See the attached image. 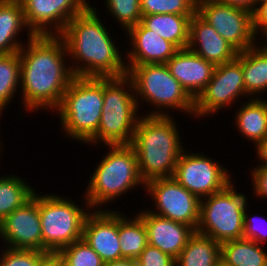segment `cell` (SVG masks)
<instances>
[{
    "instance_id": "1",
    "label": "cell",
    "mask_w": 267,
    "mask_h": 266,
    "mask_svg": "<svg viewBox=\"0 0 267 266\" xmlns=\"http://www.w3.org/2000/svg\"><path fill=\"white\" fill-rule=\"evenodd\" d=\"M19 55L20 110L54 112L75 77L63 39L59 35H34Z\"/></svg>"
},
{
    "instance_id": "2",
    "label": "cell",
    "mask_w": 267,
    "mask_h": 266,
    "mask_svg": "<svg viewBox=\"0 0 267 266\" xmlns=\"http://www.w3.org/2000/svg\"><path fill=\"white\" fill-rule=\"evenodd\" d=\"M98 11L90 4L59 34L72 62V72L75 76L96 78L126 75L125 50H120L119 41L112 38L115 34L111 36L112 28L104 25L106 21Z\"/></svg>"
},
{
    "instance_id": "3",
    "label": "cell",
    "mask_w": 267,
    "mask_h": 266,
    "mask_svg": "<svg viewBox=\"0 0 267 266\" xmlns=\"http://www.w3.org/2000/svg\"><path fill=\"white\" fill-rule=\"evenodd\" d=\"M173 115H141L135 128V148L141 178L145 183L174 176L179 156L185 149Z\"/></svg>"
},
{
    "instance_id": "4",
    "label": "cell",
    "mask_w": 267,
    "mask_h": 266,
    "mask_svg": "<svg viewBox=\"0 0 267 266\" xmlns=\"http://www.w3.org/2000/svg\"><path fill=\"white\" fill-rule=\"evenodd\" d=\"M104 147L107 154L104 152L97 167L95 166V171L90 175L89 182L87 181L86 191L83 192L92 210H112L106 208L109 203L122 199L133 189H136L135 192L139 187L141 190L145 189L135 148L131 144Z\"/></svg>"
},
{
    "instance_id": "5",
    "label": "cell",
    "mask_w": 267,
    "mask_h": 266,
    "mask_svg": "<svg viewBox=\"0 0 267 266\" xmlns=\"http://www.w3.org/2000/svg\"><path fill=\"white\" fill-rule=\"evenodd\" d=\"M103 100L99 128L88 146L132 144L137 122L144 112L138 108L131 78L127 74L104 78Z\"/></svg>"
},
{
    "instance_id": "6",
    "label": "cell",
    "mask_w": 267,
    "mask_h": 266,
    "mask_svg": "<svg viewBox=\"0 0 267 266\" xmlns=\"http://www.w3.org/2000/svg\"><path fill=\"white\" fill-rule=\"evenodd\" d=\"M103 95L104 78H73L55 110L56 115H59L60 130L64 132V137L87 145L99 128Z\"/></svg>"
},
{
    "instance_id": "7",
    "label": "cell",
    "mask_w": 267,
    "mask_h": 266,
    "mask_svg": "<svg viewBox=\"0 0 267 266\" xmlns=\"http://www.w3.org/2000/svg\"><path fill=\"white\" fill-rule=\"evenodd\" d=\"M126 68L134 86L138 108L148 106L150 109L143 115L169 116L177 111L179 115L188 114L194 120V100L172 76L166 64H143Z\"/></svg>"
},
{
    "instance_id": "8",
    "label": "cell",
    "mask_w": 267,
    "mask_h": 266,
    "mask_svg": "<svg viewBox=\"0 0 267 266\" xmlns=\"http://www.w3.org/2000/svg\"><path fill=\"white\" fill-rule=\"evenodd\" d=\"M72 200L51 192L39 193L43 252L57 253L82 238L84 223L92 208L85 197L80 201L84 202L82 206Z\"/></svg>"
},
{
    "instance_id": "9",
    "label": "cell",
    "mask_w": 267,
    "mask_h": 266,
    "mask_svg": "<svg viewBox=\"0 0 267 266\" xmlns=\"http://www.w3.org/2000/svg\"><path fill=\"white\" fill-rule=\"evenodd\" d=\"M234 180L221 191L200 200L196 231L220 244L243 238L244 211L250 206L248 196L238 192Z\"/></svg>"
},
{
    "instance_id": "10",
    "label": "cell",
    "mask_w": 267,
    "mask_h": 266,
    "mask_svg": "<svg viewBox=\"0 0 267 266\" xmlns=\"http://www.w3.org/2000/svg\"><path fill=\"white\" fill-rule=\"evenodd\" d=\"M241 97L249 99L243 80L242 52H238L234 60L215 66L210 82L194 100V119L203 121L221 110L228 111L233 104L242 102Z\"/></svg>"
},
{
    "instance_id": "11",
    "label": "cell",
    "mask_w": 267,
    "mask_h": 266,
    "mask_svg": "<svg viewBox=\"0 0 267 266\" xmlns=\"http://www.w3.org/2000/svg\"><path fill=\"white\" fill-rule=\"evenodd\" d=\"M183 150L177 161L174 178L200 200L224 189L231 183V170L200 151Z\"/></svg>"
},
{
    "instance_id": "12",
    "label": "cell",
    "mask_w": 267,
    "mask_h": 266,
    "mask_svg": "<svg viewBox=\"0 0 267 266\" xmlns=\"http://www.w3.org/2000/svg\"><path fill=\"white\" fill-rule=\"evenodd\" d=\"M144 192L154 203L153 209L149 207L147 211L191 226L196 231L200 199L180 185L174 177L148 181Z\"/></svg>"
},
{
    "instance_id": "13",
    "label": "cell",
    "mask_w": 267,
    "mask_h": 266,
    "mask_svg": "<svg viewBox=\"0 0 267 266\" xmlns=\"http://www.w3.org/2000/svg\"><path fill=\"white\" fill-rule=\"evenodd\" d=\"M196 12L238 52L256 45L252 12L223 4L219 0L199 3Z\"/></svg>"
},
{
    "instance_id": "14",
    "label": "cell",
    "mask_w": 267,
    "mask_h": 266,
    "mask_svg": "<svg viewBox=\"0 0 267 266\" xmlns=\"http://www.w3.org/2000/svg\"><path fill=\"white\" fill-rule=\"evenodd\" d=\"M34 35H59L68 22L91 3L87 0H19Z\"/></svg>"
},
{
    "instance_id": "15",
    "label": "cell",
    "mask_w": 267,
    "mask_h": 266,
    "mask_svg": "<svg viewBox=\"0 0 267 266\" xmlns=\"http://www.w3.org/2000/svg\"><path fill=\"white\" fill-rule=\"evenodd\" d=\"M37 191L28 202L0 222V240L4 247L43 251Z\"/></svg>"
},
{
    "instance_id": "16",
    "label": "cell",
    "mask_w": 267,
    "mask_h": 266,
    "mask_svg": "<svg viewBox=\"0 0 267 266\" xmlns=\"http://www.w3.org/2000/svg\"><path fill=\"white\" fill-rule=\"evenodd\" d=\"M117 210H92L84 223L82 239L105 263L122 259Z\"/></svg>"
},
{
    "instance_id": "17",
    "label": "cell",
    "mask_w": 267,
    "mask_h": 266,
    "mask_svg": "<svg viewBox=\"0 0 267 266\" xmlns=\"http://www.w3.org/2000/svg\"><path fill=\"white\" fill-rule=\"evenodd\" d=\"M124 34L130 41L127 43L130 49H125L126 66L165 64L179 50L173 43L145 28L140 22Z\"/></svg>"
},
{
    "instance_id": "18",
    "label": "cell",
    "mask_w": 267,
    "mask_h": 266,
    "mask_svg": "<svg viewBox=\"0 0 267 266\" xmlns=\"http://www.w3.org/2000/svg\"><path fill=\"white\" fill-rule=\"evenodd\" d=\"M137 214L144 222L148 244L160 249L175 260L195 232L191 226L159 216L144 210V208Z\"/></svg>"
},
{
    "instance_id": "19",
    "label": "cell",
    "mask_w": 267,
    "mask_h": 266,
    "mask_svg": "<svg viewBox=\"0 0 267 266\" xmlns=\"http://www.w3.org/2000/svg\"><path fill=\"white\" fill-rule=\"evenodd\" d=\"M187 48L215 66L234 60L238 54V51L197 12L189 22Z\"/></svg>"
},
{
    "instance_id": "20",
    "label": "cell",
    "mask_w": 267,
    "mask_h": 266,
    "mask_svg": "<svg viewBox=\"0 0 267 266\" xmlns=\"http://www.w3.org/2000/svg\"><path fill=\"white\" fill-rule=\"evenodd\" d=\"M165 64L193 100L210 82L215 69L213 63L188 48L179 49Z\"/></svg>"
},
{
    "instance_id": "21",
    "label": "cell",
    "mask_w": 267,
    "mask_h": 266,
    "mask_svg": "<svg viewBox=\"0 0 267 266\" xmlns=\"http://www.w3.org/2000/svg\"><path fill=\"white\" fill-rule=\"evenodd\" d=\"M23 31L27 34V38L20 41ZM33 36L34 34L25 22L21 2L19 0H0V54L19 52L24 43Z\"/></svg>"
},
{
    "instance_id": "22",
    "label": "cell",
    "mask_w": 267,
    "mask_h": 266,
    "mask_svg": "<svg viewBox=\"0 0 267 266\" xmlns=\"http://www.w3.org/2000/svg\"><path fill=\"white\" fill-rule=\"evenodd\" d=\"M243 101L234 113V126L242 139L256 146L267 138V99L250 98Z\"/></svg>"
},
{
    "instance_id": "23",
    "label": "cell",
    "mask_w": 267,
    "mask_h": 266,
    "mask_svg": "<svg viewBox=\"0 0 267 266\" xmlns=\"http://www.w3.org/2000/svg\"><path fill=\"white\" fill-rule=\"evenodd\" d=\"M242 73L249 99L266 98L263 96L267 92V50L256 44L242 51Z\"/></svg>"
},
{
    "instance_id": "24",
    "label": "cell",
    "mask_w": 267,
    "mask_h": 266,
    "mask_svg": "<svg viewBox=\"0 0 267 266\" xmlns=\"http://www.w3.org/2000/svg\"><path fill=\"white\" fill-rule=\"evenodd\" d=\"M193 15L152 14L141 17L140 23L154 31L178 49L187 48L189 43V22Z\"/></svg>"
},
{
    "instance_id": "25",
    "label": "cell",
    "mask_w": 267,
    "mask_h": 266,
    "mask_svg": "<svg viewBox=\"0 0 267 266\" xmlns=\"http://www.w3.org/2000/svg\"><path fill=\"white\" fill-rule=\"evenodd\" d=\"M221 259V244L195 231L175 260V266H217Z\"/></svg>"
},
{
    "instance_id": "26",
    "label": "cell",
    "mask_w": 267,
    "mask_h": 266,
    "mask_svg": "<svg viewBox=\"0 0 267 266\" xmlns=\"http://www.w3.org/2000/svg\"><path fill=\"white\" fill-rule=\"evenodd\" d=\"M134 214L128 218L126 212L124 214L118 211V236L122 258L137 259L148 244L144 222L138 214Z\"/></svg>"
},
{
    "instance_id": "27",
    "label": "cell",
    "mask_w": 267,
    "mask_h": 266,
    "mask_svg": "<svg viewBox=\"0 0 267 266\" xmlns=\"http://www.w3.org/2000/svg\"><path fill=\"white\" fill-rule=\"evenodd\" d=\"M266 249L249 239L230 240L221 244V259L232 266H267Z\"/></svg>"
},
{
    "instance_id": "28",
    "label": "cell",
    "mask_w": 267,
    "mask_h": 266,
    "mask_svg": "<svg viewBox=\"0 0 267 266\" xmlns=\"http://www.w3.org/2000/svg\"><path fill=\"white\" fill-rule=\"evenodd\" d=\"M25 180L17 174L0 177V222L28 202L36 192Z\"/></svg>"
},
{
    "instance_id": "29",
    "label": "cell",
    "mask_w": 267,
    "mask_h": 266,
    "mask_svg": "<svg viewBox=\"0 0 267 266\" xmlns=\"http://www.w3.org/2000/svg\"><path fill=\"white\" fill-rule=\"evenodd\" d=\"M21 59L19 52L0 54V112L7 111L20 92ZM17 95V96H15ZM7 107V108H6Z\"/></svg>"
},
{
    "instance_id": "30",
    "label": "cell",
    "mask_w": 267,
    "mask_h": 266,
    "mask_svg": "<svg viewBox=\"0 0 267 266\" xmlns=\"http://www.w3.org/2000/svg\"><path fill=\"white\" fill-rule=\"evenodd\" d=\"M62 266H105L103 259L82 238L56 253Z\"/></svg>"
},
{
    "instance_id": "31",
    "label": "cell",
    "mask_w": 267,
    "mask_h": 266,
    "mask_svg": "<svg viewBox=\"0 0 267 266\" xmlns=\"http://www.w3.org/2000/svg\"><path fill=\"white\" fill-rule=\"evenodd\" d=\"M103 5L125 33L141 21L140 0H105Z\"/></svg>"
},
{
    "instance_id": "32",
    "label": "cell",
    "mask_w": 267,
    "mask_h": 266,
    "mask_svg": "<svg viewBox=\"0 0 267 266\" xmlns=\"http://www.w3.org/2000/svg\"><path fill=\"white\" fill-rule=\"evenodd\" d=\"M142 16L152 14L194 15L197 5L193 0H140Z\"/></svg>"
},
{
    "instance_id": "33",
    "label": "cell",
    "mask_w": 267,
    "mask_h": 266,
    "mask_svg": "<svg viewBox=\"0 0 267 266\" xmlns=\"http://www.w3.org/2000/svg\"><path fill=\"white\" fill-rule=\"evenodd\" d=\"M0 266H38L48 252L2 247Z\"/></svg>"
},
{
    "instance_id": "34",
    "label": "cell",
    "mask_w": 267,
    "mask_h": 266,
    "mask_svg": "<svg viewBox=\"0 0 267 266\" xmlns=\"http://www.w3.org/2000/svg\"><path fill=\"white\" fill-rule=\"evenodd\" d=\"M246 207L244 211L243 238L255 241L258 244L267 245V217L260 214L251 215ZM256 215V216H255Z\"/></svg>"
},
{
    "instance_id": "35",
    "label": "cell",
    "mask_w": 267,
    "mask_h": 266,
    "mask_svg": "<svg viewBox=\"0 0 267 266\" xmlns=\"http://www.w3.org/2000/svg\"><path fill=\"white\" fill-rule=\"evenodd\" d=\"M144 266H175V259L160 249L147 244L137 258Z\"/></svg>"
},
{
    "instance_id": "36",
    "label": "cell",
    "mask_w": 267,
    "mask_h": 266,
    "mask_svg": "<svg viewBox=\"0 0 267 266\" xmlns=\"http://www.w3.org/2000/svg\"><path fill=\"white\" fill-rule=\"evenodd\" d=\"M252 169V170H251ZM249 169V182L252 185L254 198L267 199V168H251ZM264 198V199H263Z\"/></svg>"
},
{
    "instance_id": "37",
    "label": "cell",
    "mask_w": 267,
    "mask_h": 266,
    "mask_svg": "<svg viewBox=\"0 0 267 266\" xmlns=\"http://www.w3.org/2000/svg\"><path fill=\"white\" fill-rule=\"evenodd\" d=\"M253 29L258 34L267 26V2H259L252 12Z\"/></svg>"
},
{
    "instance_id": "38",
    "label": "cell",
    "mask_w": 267,
    "mask_h": 266,
    "mask_svg": "<svg viewBox=\"0 0 267 266\" xmlns=\"http://www.w3.org/2000/svg\"><path fill=\"white\" fill-rule=\"evenodd\" d=\"M255 159L258 158L257 166L253 165V168H267V138L259 142L255 147Z\"/></svg>"
},
{
    "instance_id": "39",
    "label": "cell",
    "mask_w": 267,
    "mask_h": 266,
    "mask_svg": "<svg viewBox=\"0 0 267 266\" xmlns=\"http://www.w3.org/2000/svg\"><path fill=\"white\" fill-rule=\"evenodd\" d=\"M223 4L241 8L253 12L257 7L259 0H219Z\"/></svg>"
},
{
    "instance_id": "40",
    "label": "cell",
    "mask_w": 267,
    "mask_h": 266,
    "mask_svg": "<svg viewBox=\"0 0 267 266\" xmlns=\"http://www.w3.org/2000/svg\"><path fill=\"white\" fill-rule=\"evenodd\" d=\"M38 266H62L61 260L56 253H48Z\"/></svg>"
},
{
    "instance_id": "41",
    "label": "cell",
    "mask_w": 267,
    "mask_h": 266,
    "mask_svg": "<svg viewBox=\"0 0 267 266\" xmlns=\"http://www.w3.org/2000/svg\"><path fill=\"white\" fill-rule=\"evenodd\" d=\"M105 266H131V258H122L105 263Z\"/></svg>"
},
{
    "instance_id": "42",
    "label": "cell",
    "mask_w": 267,
    "mask_h": 266,
    "mask_svg": "<svg viewBox=\"0 0 267 266\" xmlns=\"http://www.w3.org/2000/svg\"><path fill=\"white\" fill-rule=\"evenodd\" d=\"M259 36H257L256 38H257V40H258V38H259V40L261 39V41H257V45L259 46V47H261V48H263V49H265V50H267V26L258 34ZM261 36V37H260ZM263 36V37H262ZM264 41H266V42H264ZM262 41H263V43H262ZM259 42V43H258ZM261 42V43H260Z\"/></svg>"
},
{
    "instance_id": "43",
    "label": "cell",
    "mask_w": 267,
    "mask_h": 266,
    "mask_svg": "<svg viewBox=\"0 0 267 266\" xmlns=\"http://www.w3.org/2000/svg\"><path fill=\"white\" fill-rule=\"evenodd\" d=\"M131 266H144L138 259H131Z\"/></svg>"
},
{
    "instance_id": "44",
    "label": "cell",
    "mask_w": 267,
    "mask_h": 266,
    "mask_svg": "<svg viewBox=\"0 0 267 266\" xmlns=\"http://www.w3.org/2000/svg\"><path fill=\"white\" fill-rule=\"evenodd\" d=\"M217 266H232V265H229L227 264L225 261H223L222 259L219 260Z\"/></svg>"
},
{
    "instance_id": "45",
    "label": "cell",
    "mask_w": 267,
    "mask_h": 266,
    "mask_svg": "<svg viewBox=\"0 0 267 266\" xmlns=\"http://www.w3.org/2000/svg\"><path fill=\"white\" fill-rule=\"evenodd\" d=\"M196 5H198L201 2L208 1V0H193Z\"/></svg>"
},
{
    "instance_id": "46",
    "label": "cell",
    "mask_w": 267,
    "mask_h": 266,
    "mask_svg": "<svg viewBox=\"0 0 267 266\" xmlns=\"http://www.w3.org/2000/svg\"><path fill=\"white\" fill-rule=\"evenodd\" d=\"M2 114H3V113L0 112V118L2 117ZM1 143H2V144H1ZM1 143H0V146H1V145H4L3 142H1ZM0 150L3 151V149H2L1 147H0ZM2 151H0V152H2ZM0 156H1V154H0Z\"/></svg>"
},
{
    "instance_id": "47",
    "label": "cell",
    "mask_w": 267,
    "mask_h": 266,
    "mask_svg": "<svg viewBox=\"0 0 267 266\" xmlns=\"http://www.w3.org/2000/svg\"><path fill=\"white\" fill-rule=\"evenodd\" d=\"M259 2H267V0H259Z\"/></svg>"
}]
</instances>
